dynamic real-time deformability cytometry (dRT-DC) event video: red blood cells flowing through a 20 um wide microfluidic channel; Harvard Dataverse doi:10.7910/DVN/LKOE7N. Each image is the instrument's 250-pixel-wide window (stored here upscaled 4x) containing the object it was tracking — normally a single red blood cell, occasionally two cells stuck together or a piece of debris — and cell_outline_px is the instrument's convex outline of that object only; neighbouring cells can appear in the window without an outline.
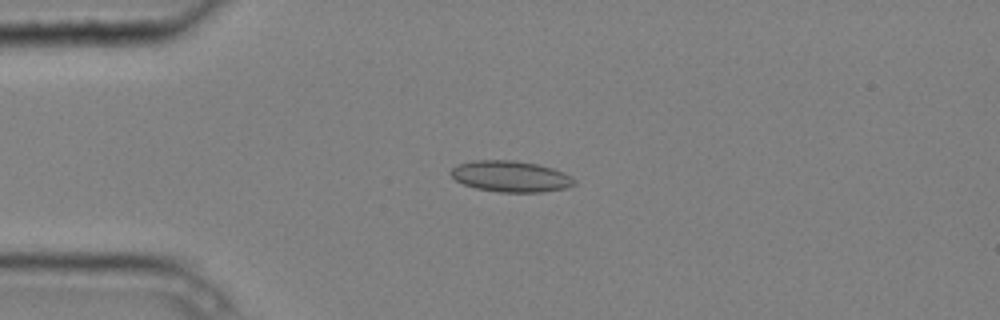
{"species": "common noctule bat (a hibernating species)", "species_latin": "Nyctalus noctula", "temperature_condition": "cold", "stored_images_in_passage": 6, "camera_frame_rate_fps": 3000, "um_per_image_px": 0.085, "animal": {"sex": "male", "body_mass_g": 20.4}, "frame": {"image": 1, "passage_image": 4, "time_ms": 1.0, "image_size_px": [1000, 320], "cell_outline_px": [[576, 184], [564, 188], [540, 192], [500, 192], [476, 188], [464, 184], [456, 180], [448, 172], [452, 168], [460, 164], [472, 160], [516, 160], [536, 164], [552, 168], [564, 172], [572, 176], [576, 180]], "centroid_in_image_um": [43.41, 14.98], "position_along_channel_um": 41.6, "area_um2": 22.37}}
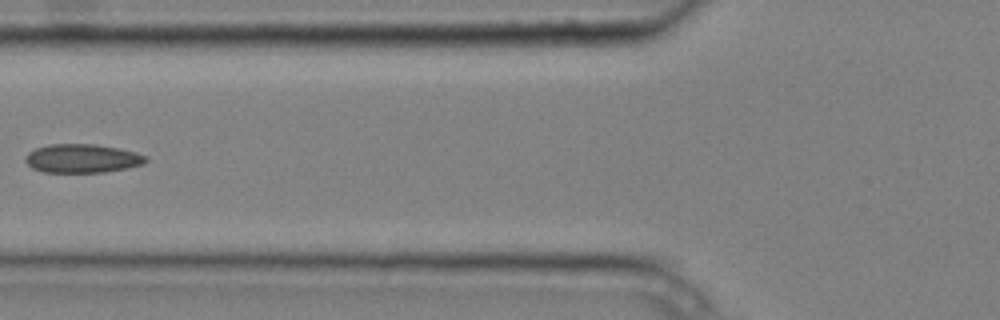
{"frame": {"image": 2, "passage_image": 6, "time_ms": 1.667, "image_size_px": [1000, 320], "cell_outline_px": [[148, 160], [144, 164], [104, 172], [44, 172], [32, 168], [24, 160], [28, 152], [36, 148], [48, 144], [96, 144], [120, 148], [136, 152], [148, 156]], "centroid_in_image_um": [7.0, 13.46], "position_along_channel_um": 118.8, "area_um2": 20.23}}